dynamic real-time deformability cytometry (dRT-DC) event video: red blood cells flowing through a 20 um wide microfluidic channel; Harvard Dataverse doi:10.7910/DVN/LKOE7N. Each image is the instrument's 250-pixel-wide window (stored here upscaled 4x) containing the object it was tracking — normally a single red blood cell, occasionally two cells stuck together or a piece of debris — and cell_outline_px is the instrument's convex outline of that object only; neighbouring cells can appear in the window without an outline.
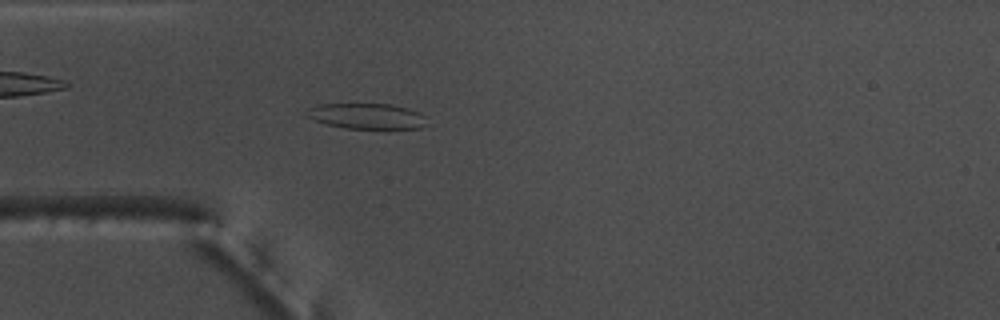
{"species": "common noctule bat (a hibernating species)", "species_latin": "Nyctalus noctula", "temperature_condition": "warm", "stored_images_in_passage": 52, "camera_frame_rate_fps": 3000, "um_per_image_px": 0.085, "animal": {"sex": "male", "body_mass_g": 17.5, "forearm_length_mm": 52.3}, "frame": {"image": 1, "passage_image": 14, "time_ms": 4.333, "image_size_px": [1000, 320], "cell_outline_px": [[424, 116], [420, 128], [388, 132], [344, 128], [324, 124], [304, 116], [308, 108], [320, 104], [392, 104], [408, 108], [420, 112]], "centroid_in_image_um": [31.17, 9.92], "position_along_channel_um": 53.8, "area_um2": 18.84}}
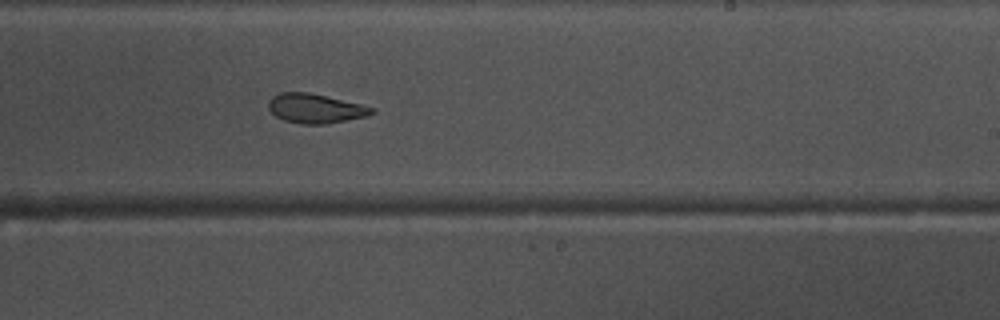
{"frame": {"image": 2, "passage_image": 31, "time_ms": 10.0, "image_size_px": [1000, 320], "cell_outline_px": [[376, 112], [364, 116], [324, 124], [304, 124], [284, 120], [276, 116], [268, 108], [268, 100], [272, 96], [280, 92], [308, 92], [360, 104], [376, 108]], "centroid_in_image_um": [26.77, 9.2], "position_along_channel_um": 262.2, "area_um2": 17.46}}
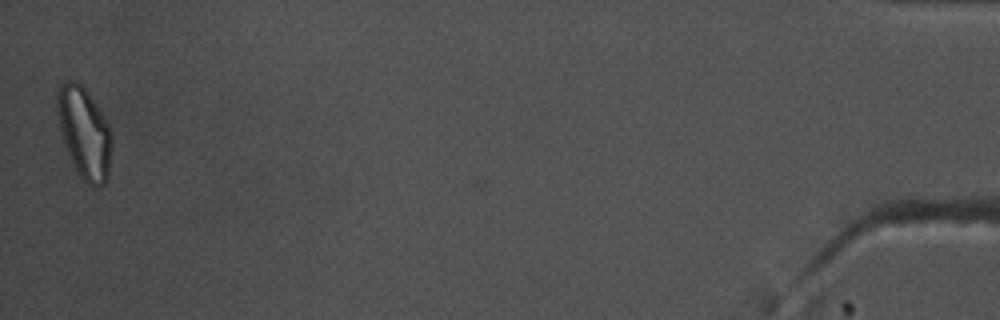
{"frame": {"image": 3, "passage_image": 52, "time_ms": 17.0, "image_size_px": [1000, 320], "cell_outline_px": [[112, 148], [108, 180], [104, 184], [96, 188], [88, 184], [80, 176], [64, 144], [56, 112], [56, 92], [60, 84], [64, 80], [76, 80], [84, 88], [108, 124], [112, 132]], "centroid_in_image_um": [7.17, 11.29], "position_along_channel_um": 428.0, "area_um2": 29.02}, "authors_computed_cell_mechanics": {"area_um2": 19.4786, "velocity_mm_per_s": 3.779, "shape_relaxation_time_tau1_ms": 9.0901, "shape_relaxation_time_tau2_ms": 3.5132, "deformation_change_tau1": 0.2213, "deformation_change_tau2": 0.1049}}